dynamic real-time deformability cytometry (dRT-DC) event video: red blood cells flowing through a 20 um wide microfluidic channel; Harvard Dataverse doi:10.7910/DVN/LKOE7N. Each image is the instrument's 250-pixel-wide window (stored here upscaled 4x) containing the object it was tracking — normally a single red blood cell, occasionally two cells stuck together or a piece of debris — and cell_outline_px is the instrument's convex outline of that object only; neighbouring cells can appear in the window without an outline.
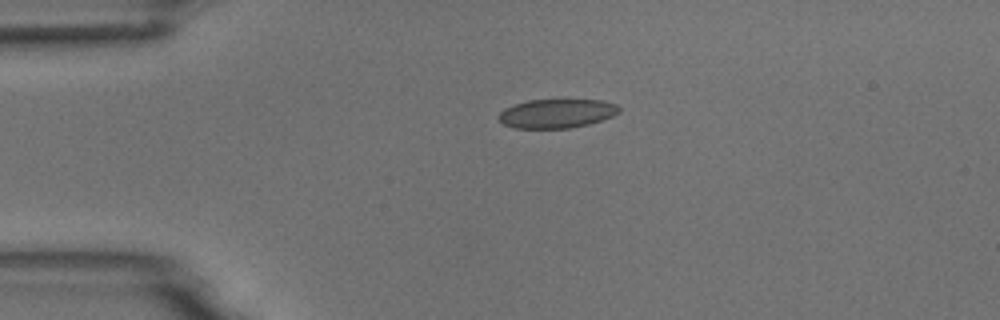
{"species": "common noctule bat (a hibernating species)", "species_latin": "Nyctalus noctula", "temperature_condition": "room temperature", "stored_images_in_passage": 2, "camera_frame_rate_fps": 3000, "um_per_image_px": 0.085, "animal": {"sex": "male", "body_mass_g": 18.8}, "frame": {"image": 1, "passage_image": 1, "time_ms": 0.0, "image_size_px": [1000, 320], "cell_outline_px": [[620, 112], [612, 116], [588, 124], [572, 128], [516, 128], [504, 124], [496, 116], [504, 108], [528, 100], [600, 100], [616, 104], [620, 108]], "centroid_in_image_um": [47.31, 9.65], "position_along_channel_um": 37.7, "area_um2": 20.23}}